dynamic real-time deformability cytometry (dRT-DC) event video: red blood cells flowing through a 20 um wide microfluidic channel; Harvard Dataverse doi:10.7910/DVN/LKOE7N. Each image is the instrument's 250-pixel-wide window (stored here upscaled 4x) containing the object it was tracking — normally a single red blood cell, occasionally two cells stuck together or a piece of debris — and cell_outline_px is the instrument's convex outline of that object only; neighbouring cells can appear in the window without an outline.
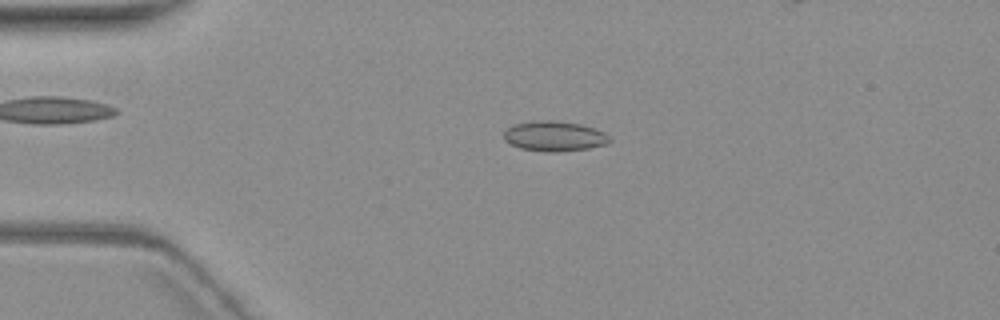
{"species": "common noctule bat (a hibernating species)", "species_latin": "Nyctalus noctula", "temperature_condition": "warm", "stored_images_in_passage": 6, "segment_of_instrument_passage": [1, 2], "camera_frame_rate_fps": 3000, "um_per_image_px": 0.085, "animal": {"sex": "female", "body_mass_g": 19.3, "forearm_length_mm": 54.1}, "frame": {"image": 1, "passage_image": 4, "time_ms": 3.667, "image_size_px": [1000, 320], "cell_outline_px": [[612, 140], [608, 144], [588, 148], [556, 152], [548, 152], [520, 148], [504, 140], [504, 132], [508, 128], [516, 124], [536, 120], [548, 120], [580, 124], [596, 128], [604, 132]], "centroid_in_image_um": [47.15, 11.58], "position_along_channel_um": 37.8, "area_um2": 18.44}}